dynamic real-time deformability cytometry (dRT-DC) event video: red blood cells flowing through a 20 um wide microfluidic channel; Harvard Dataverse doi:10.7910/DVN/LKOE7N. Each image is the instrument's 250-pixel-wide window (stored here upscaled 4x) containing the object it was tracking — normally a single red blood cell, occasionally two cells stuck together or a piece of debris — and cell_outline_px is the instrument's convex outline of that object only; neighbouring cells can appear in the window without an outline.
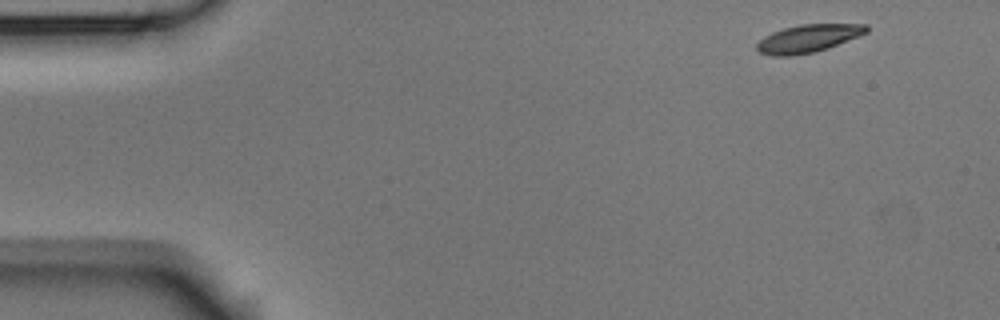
{"species": "Egyptian fruit bat (a non-hibernating species)", "species_latin": "Rousettus aegyptiacus", "temperature_condition": "room temperature", "stored_images_in_passage": 4, "camera_frame_rate_fps": 3000, "um_per_image_px": 0.085, "animal": {"sex": "male"}, "frame": {"image": 1, "passage_image": 1, "time_ms": 0.0, "image_size_px": [1000, 320], "cell_outline_px": [[868, 32], [860, 36], [828, 48], [816, 52], [792, 56], [772, 56], [760, 52], [756, 48], [756, 44], [764, 36], [772, 32], [784, 28], [800, 24], [868, 24]], "centroid_in_image_um": [68.7, 3.27], "position_along_channel_um": 16.3, "area_um2": 17.92}}
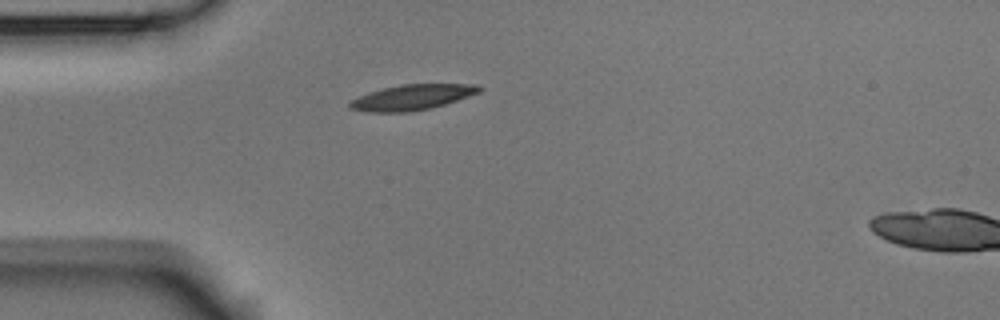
{"frame": {"image": 2, "passage_image": 3, "time_ms": 0.667, "image_size_px": [1000, 320], "cell_outline_px": [[480, 92], [444, 104], [428, 108], [404, 112], [368, 112], [352, 108], [348, 104], [352, 100], [368, 92], [400, 84], [480, 84]], "centroid_in_image_um": [35.03, 8.25], "position_along_channel_um": 50.0, "area_um2": 18.79}}